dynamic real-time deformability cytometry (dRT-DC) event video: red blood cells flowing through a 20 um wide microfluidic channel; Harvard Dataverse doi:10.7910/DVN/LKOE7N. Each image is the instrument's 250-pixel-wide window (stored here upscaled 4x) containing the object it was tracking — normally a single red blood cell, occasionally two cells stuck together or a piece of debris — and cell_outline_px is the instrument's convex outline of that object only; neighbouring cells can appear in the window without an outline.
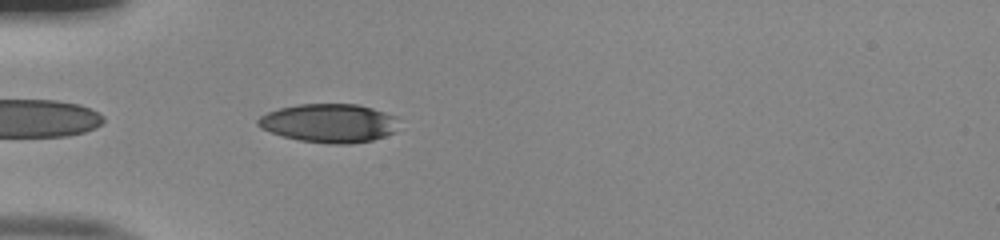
{"species": "human", "species_latin": "Homo sapiens", "temperature_condition": "room temperature", "stored_images_in_passage": 34, "camera_frame_rate_fps": 3000, "um_per_image_px": 0.085, "donor": {"sex": "male"}, "frame": {"image": 1, "passage_image": 2, "time_ms": 0.333, "image_size_px": [1000, 240], "cell_outline_px": [[396, 132], [372, 140], [352, 144], [328, 144], [300, 140], [284, 136], [260, 128], [256, 124], [256, 120], [260, 116], [268, 112], [280, 108], [296, 104], [356, 104], [372, 108], [396, 116]], "centroid_in_image_um": [27.96, 10.47], "position_along_channel_um": 57.0, "area_um2": 31.73}}
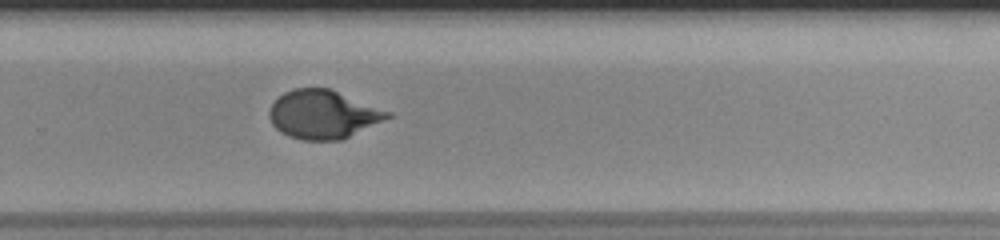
{"frame": {"image": 2, "passage_image": 21, "time_ms": 6.667, "image_size_px": [1000, 240], "cell_outline_px": [[392, 116], [340, 140], [300, 140], [288, 136], [280, 132], [272, 124], [268, 116], [268, 108], [284, 92], [292, 88], [328, 88], [392, 112]], "centroid_in_image_um": [27.41, 9.72], "position_along_channel_um": 302.4, "area_um2": 33.23}}
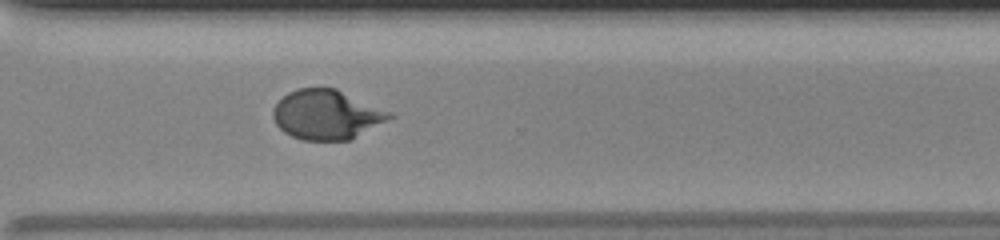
{"frame": {"image": 3, "passage_image": 24, "time_ms": 7.667, "image_size_px": [1000, 240], "cell_outline_px": [[396, 116], [352, 140], [304, 140], [292, 136], [284, 132], [276, 124], [272, 116], [272, 108], [288, 92], [300, 88], [336, 88], [392, 112]], "centroid_in_image_um": [27.79, 9.75], "position_along_channel_um": 342.8, "area_um2": 33.81}, "authors_computed_cell_mechanics": {"area_um2": 33.1194, "velocity_mm_per_s": 4.0338, "shape_relaxation_time_tau1_ms": 3.6506, "shape_relaxation_time_tau2_ms": null, "deformation_change_tau1": 0.182, "deformation_change_tau2": null}}